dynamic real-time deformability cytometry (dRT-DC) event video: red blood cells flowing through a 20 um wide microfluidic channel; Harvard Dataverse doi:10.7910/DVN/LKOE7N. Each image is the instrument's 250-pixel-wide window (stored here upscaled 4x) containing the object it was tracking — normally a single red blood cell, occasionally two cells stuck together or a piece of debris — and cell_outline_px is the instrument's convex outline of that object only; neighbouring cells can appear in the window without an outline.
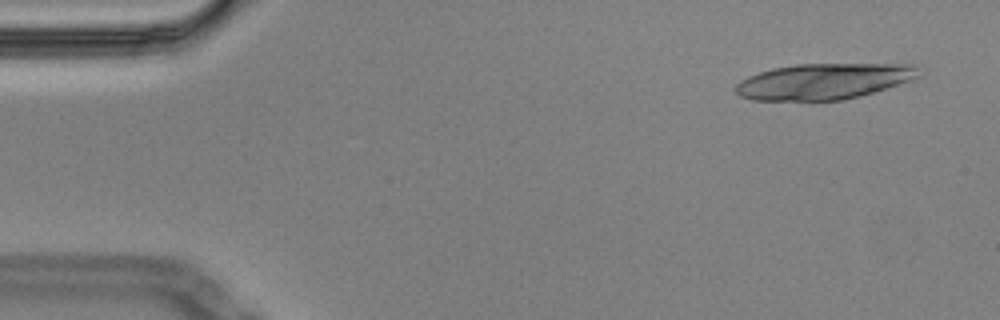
{"species": "Egyptian fruit bat (a non-hibernating species)", "species_latin": "Rousettus aegyptiacus", "temperature_condition": "cold", "stored_images_in_passage": 17, "camera_frame_rate_fps": 3000, "um_per_image_px": 0.085, "animal": {"sex": "male"}, "frame": {"image": 1, "passage_image": 3, "time_ms": 0.667, "image_size_px": [1000, 320], "cell_outline_px": [[924, 76], [912, 80], [860, 96], [840, 100], [752, 100], [740, 96], [736, 92], [736, 84], [740, 80], [748, 76], [772, 68], [796, 64], [912, 64]], "centroid_in_image_um": [70.03, 6.91], "position_along_channel_um": 15.0, "area_um2": 38.26}}